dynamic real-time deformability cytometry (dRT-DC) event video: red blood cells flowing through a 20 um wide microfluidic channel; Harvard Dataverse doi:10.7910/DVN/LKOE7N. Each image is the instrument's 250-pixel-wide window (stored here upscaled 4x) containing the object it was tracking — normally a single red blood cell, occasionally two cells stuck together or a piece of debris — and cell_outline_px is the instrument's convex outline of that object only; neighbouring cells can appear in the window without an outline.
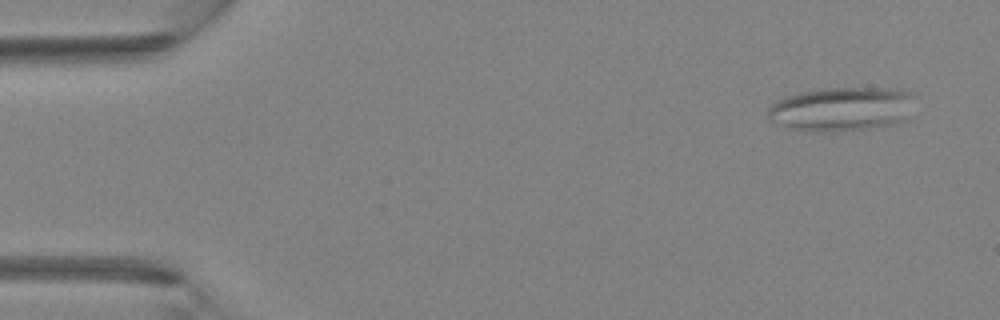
{"species": "Egyptian fruit bat (a non-hibernating species)", "species_latin": "Rousettus aegyptiacus", "temperature_condition": "room temperature", "stored_images_in_passage": 5, "camera_frame_rate_fps": 3000, "um_per_image_px": 0.085, "animal": {"sex": "female"}, "frame": {"image": 1, "passage_image": 1, "time_ms": 0.0, "image_size_px": [1000, 320], "cell_outline_px": [[916, 96], [904, 116], [900, 120], [888, 124], [864, 128], [836, 132], [816, 132], [792, 128], [772, 124], [768, 120], [768, 108], [776, 100], [800, 92], [824, 88], [900, 88], [912, 92]], "centroid_in_image_um": [71.46, 9.25], "position_along_channel_um": 13.5, "area_um2": 37.57}}